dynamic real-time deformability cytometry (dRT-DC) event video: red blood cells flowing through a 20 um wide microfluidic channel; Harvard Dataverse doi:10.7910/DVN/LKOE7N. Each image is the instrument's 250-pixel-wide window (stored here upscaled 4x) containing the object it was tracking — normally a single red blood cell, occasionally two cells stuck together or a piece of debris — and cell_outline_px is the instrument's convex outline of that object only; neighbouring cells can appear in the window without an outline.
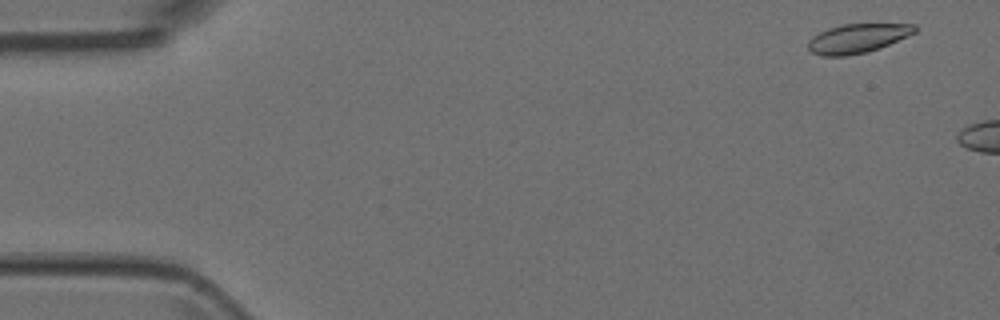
{"species": "Egyptian fruit bat (a non-hibernating species)", "species_latin": "Rousettus aegyptiacus", "temperature_condition": "room temperature", "stored_images_in_passage": 6, "camera_frame_rate_fps": 3000, "um_per_image_px": 0.085, "animal": {"sex": "female"}, "frame": {"image": 1, "passage_image": 2, "time_ms": 0.333, "image_size_px": [1000, 320], "cell_outline_px": [[916, 32], [908, 36], [880, 48], [868, 52], [844, 56], [824, 56], [812, 52], [808, 48], [808, 40], [812, 36], [828, 28], [844, 24], [916, 24]], "centroid_in_image_um": [72.89, 3.26], "position_along_channel_um": 12.1, "area_um2": 18.09}}